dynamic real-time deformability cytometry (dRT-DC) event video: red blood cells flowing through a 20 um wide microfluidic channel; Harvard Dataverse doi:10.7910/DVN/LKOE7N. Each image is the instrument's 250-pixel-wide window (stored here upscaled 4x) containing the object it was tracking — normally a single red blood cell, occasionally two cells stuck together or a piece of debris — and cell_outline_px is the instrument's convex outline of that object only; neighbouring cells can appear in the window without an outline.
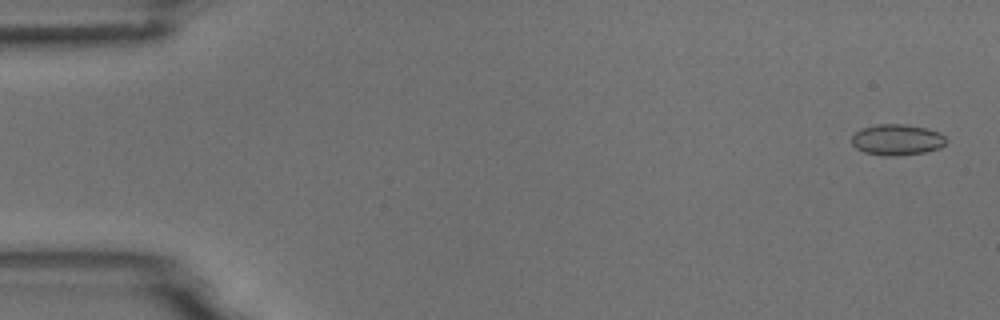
{"species": "common noctule bat (a hibernating species)", "species_latin": "Nyctalus noctula", "temperature_condition": "room temperature", "stored_images_in_passage": 5, "segment_of_instrument_passage": [2, 2], "camera_frame_rate_fps": 3000, "um_per_image_px": 0.085, "animal": {"sex": "male", "body_mass_g": 18.8}, "frame": {"image": 1, "passage_image": 5, "time_ms": 6.333, "image_size_px": [1000, 320], "cell_outline_px": [[944, 144], [940, 148], [924, 152], [896, 156], [884, 156], [864, 152], [856, 148], [852, 144], [852, 136], [860, 128], [876, 124], [904, 124], [924, 128], [940, 132], [944, 136]], "centroid_in_image_um": [76.21, 11.88], "position_along_channel_um": 8.8, "area_um2": 16.99}}